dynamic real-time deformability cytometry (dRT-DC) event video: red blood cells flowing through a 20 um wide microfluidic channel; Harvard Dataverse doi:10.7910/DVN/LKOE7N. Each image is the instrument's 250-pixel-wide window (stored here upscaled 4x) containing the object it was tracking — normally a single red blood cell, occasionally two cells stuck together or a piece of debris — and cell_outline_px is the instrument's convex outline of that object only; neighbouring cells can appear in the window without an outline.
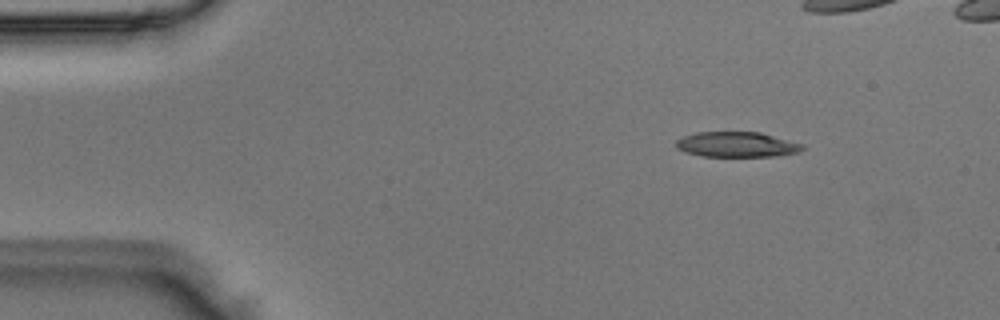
{"species": "Egyptian fruit bat (a non-hibernating species)", "species_latin": "Rousettus aegyptiacus", "temperature_condition": "room temperature", "stored_images_in_passage": 39, "camera_frame_rate_fps": 3000, "um_per_image_px": 0.085, "animal": {"sex": "male"}, "frame": {"image": 1, "passage_image": 1, "time_ms": 0.0, "image_size_px": [1000, 320], "cell_outline_px": [[804, 148], [800, 152], [780, 156], [700, 156], [684, 152], [676, 148], [676, 140], [684, 136], [696, 132], [760, 132], [804, 144]], "centroid_in_image_um": [62.64, 12.29], "position_along_channel_um": 22.4, "area_um2": 18.73}}
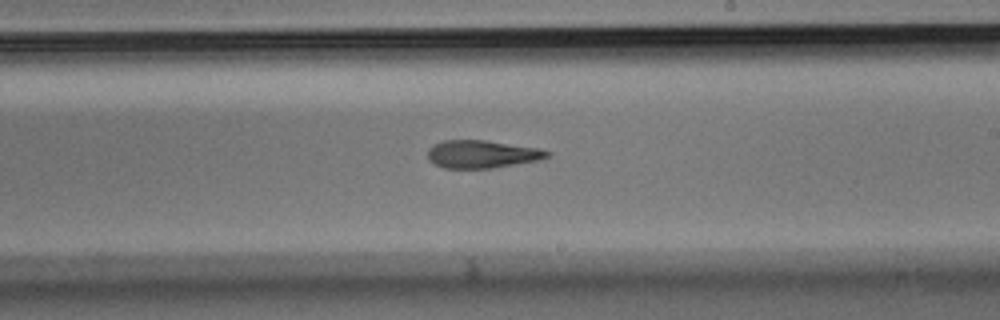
{"frame": {"image": 2, "passage_image": 24, "time_ms": 7.667, "image_size_px": [1000, 320], "cell_outline_px": [[552, 156], [540, 160], [492, 168], [444, 168], [428, 160], [428, 148], [432, 144], [444, 140], [484, 140], [540, 148], [552, 152]], "centroid_in_image_um": [41.0, 13.1], "position_along_channel_um": 248.0, "area_um2": 19.54}}
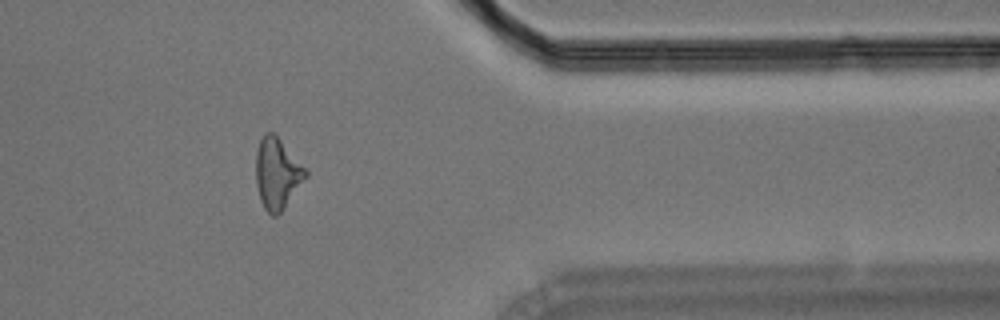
{"frame": {"image": 3, "passage_image": 36, "time_ms": 11.667, "image_size_px": [1000, 320], "cell_outline_px": [[308, 176], [284, 208], [276, 216], [272, 216], [264, 208], [260, 200], [256, 184], [256, 152], [260, 140], [264, 132], [272, 132], [280, 140], [308, 172]], "centroid_in_image_um": [23.54, 14.77], "position_along_channel_um": 387.9, "area_um2": 20.29}}